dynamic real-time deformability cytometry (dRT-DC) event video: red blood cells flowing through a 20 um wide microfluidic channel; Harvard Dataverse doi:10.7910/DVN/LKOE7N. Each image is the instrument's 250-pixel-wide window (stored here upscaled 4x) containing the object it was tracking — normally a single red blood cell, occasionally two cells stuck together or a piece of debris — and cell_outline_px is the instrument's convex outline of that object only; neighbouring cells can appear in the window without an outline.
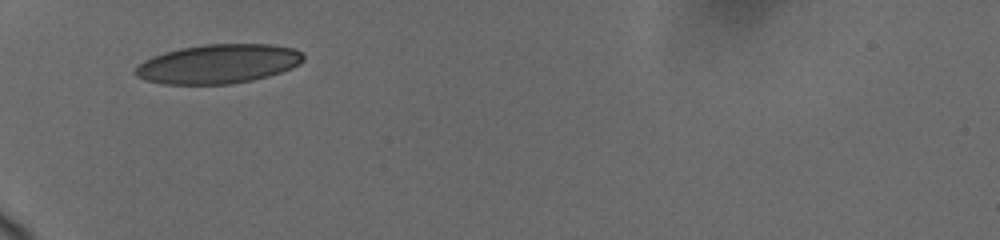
{"species": "human", "species_latin": "Homo sapiens", "temperature_condition": "cold", "stored_images_in_passage": 42, "camera_frame_rate_fps": 3000, "um_per_image_px": 0.085, "donor": {"sex": "female"}, "frame": {"image": 1, "passage_image": 1, "time_ms": 0.0, "image_size_px": [1000, 240], "cell_outline_px": [[304, 60], [300, 64], [292, 68], [268, 76], [252, 80], [232, 84], [164, 84], [148, 80], [136, 76], [132, 72], [144, 60], [152, 56], [164, 52], [180, 48], [204, 44], [272, 44], [296, 48], [304, 56]], "centroid_in_image_um": [18.57, 5.42], "position_along_channel_um": 66.4, "area_um2": 38.49}}
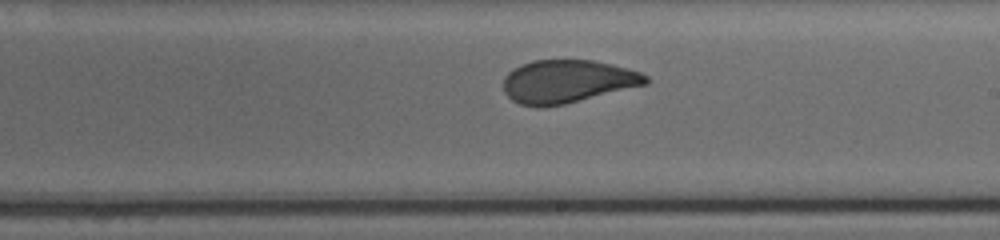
{"frame": {"image": 2, "passage_image": 20, "time_ms": 5.0, "image_size_px": [1000, 240], "cell_outline_px": [[648, 84], [564, 104], [520, 104], [512, 100], [504, 92], [504, 76], [512, 68], [520, 64], [532, 60], [592, 60], [612, 64], [640, 72], [648, 76]], "centroid_in_image_um": [48.24, 6.88], "position_along_channel_um": 240.8, "area_um2": 35.2}}
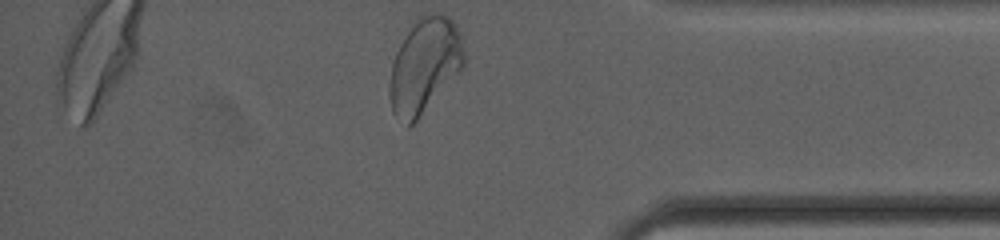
{"frame": {"image": 3, "passage_image": 41, "time_ms": 9.667, "image_size_px": [1000, 240], "cell_outline_px": [[464, 68], [416, 120], [408, 128], [392, 112], [388, 92], [388, 84], [392, 64], [396, 52], [412, 20], [416, 16], [424, 12], [440, 12], [448, 16], [456, 24], [460, 36], [464, 52]], "centroid_in_image_um": [36.07, 5.52], "position_along_channel_um": 399.1, "area_um2": 41.79}, "authors_computed_cell_mechanics": {"area_um2": 36.1539, "velocity_mm_per_s": 3.6838, "shape_relaxation_time_tau1_ms": 8.4964, "shape_relaxation_time_tau2_ms": null, "deformation_change_tau1": 0.1924, "deformation_change_tau2": null}}